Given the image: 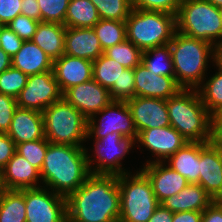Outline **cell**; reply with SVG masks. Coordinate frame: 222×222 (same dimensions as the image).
I'll return each instance as SVG.
<instances>
[{
  "instance_id": "cell-1",
  "label": "cell",
  "mask_w": 222,
  "mask_h": 222,
  "mask_svg": "<svg viewBox=\"0 0 222 222\" xmlns=\"http://www.w3.org/2000/svg\"><path fill=\"white\" fill-rule=\"evenodd\" d=\"M66 200L70 222H119L118 175L91 173Z\"/></svg>"
},
{
  "instance_id": "cell-2",
  "label": "cell",
  "mask_w": 222,
  "mask_h": 222,
  "mask_svg": "<svg viewBox=\"0 0 222 222\" xmlns=\"http://www.w3.org/2000/svg\"><path fill=\"white\" fill-rule=\"evenodd\" d=\"M90 174L85 147L49 143L40 170L44 187L67 198Z\"/></svg>"
},
{
  "instance_id": "cell-3",
  "label": "cell",
  "mask_w": 222,
  "mask_h": 222,
  "mask_svg": "<svg viewBox=\"0 0 222 222\" xmlns=\"http://www.w3.org/2000/svg\"><path fill=\"white\" fill-rule=\"evenodd\" d=\"M169 47L177 83L184 89H197L206 79L208 59L216 62V47L178 31L169 42Z\"/></svg>"
},
{
  "instance_id": "cell-4",
  "label": "cell",
  "mask_w": 222,
  "mask_h": 222,
  "mask_svg": "<svg viewBox=\"0 0 222 222\" xmlns=\"http://www.w3.org/2000/svg\"><path fill=\"white\" fill-rule=\"evenodd\" d=\"M170 126L188 142H210L211 114L204 106L197 89L182 88L167 99Z\"/></svg>"
},
{
  "instance_id": "cell-5",
  "label": "cell",
  "mask_w": 222,
  "mask_h": 222,
  "mask_svg": "<svg viewBox=\"0 0 222 222\" xmlns=\"http://www.w3.org/2000/svg\"><path fill=\"white\" fill-rule=\"evenodd\" d=\"M126 22L127 40L142 52L169 44L177 31L176 15L133 8Z\"/></svg>"
},
{
  "instance_id": "cell-6",
  "label": "cell",
  "mask_w": 222,
  "mask_h": 222,
  "mask_svg": "<svg viewBox=\"0 0 222 222\" xmlns=\"http://www.w3.org/2000/svg\"><path fill=\"white\" fill-rule=\"evenodd\" d=\"M176 25L179 33L214 47L222 42V9L206 0H183L176 15Z\"/></svg>"
},
{
  "instance_id": "cell-7",
  "label": "cell",
  "mask_w": 222,
  "mask_h": 222,
  "mask_svg": "<svg viewBox=\"0 0 222 222\" xmlns=\"http://www.w3.org/2000/svg\"><path fill=\"white\" fill-rule=\"evenodd\" d=\"M120 191L119 222H147L160 205L147 175L139 169L118 175Z\"/></svg>"
},
{
  "instance_id": "cell-8",
  "label": "cell",
  "mask_w": 222,
  "mask_h": 222,
  "mask_svg": "<svg viewBox=\"0 0 222 222\" xmlns=\"http://www.w3.org/2000/svg\"><path fill=\"white\" fill-rule=\"evenodd\" d=\"M45 138L49 143L84 147L87 139V118L64 98L43 112Z\"/></svg>"
},
{
  "instance_id": "cell-9",
  "label": "cell",
  "mask_w": 222,
  "mask_h": 222,
  "mask_svg": "<svg viewBox=\"0 0 222 222\" xmlns=\"http://www.w3.org/2000/svg\"><path fill=\"white\" fill-rule=\"evenodd\" d=\"M93 140L95 142L93 149L96 158H92L88 153V148H85L91 173L120 175L129 172L124 167L122 168L121 160H124L129 150L137 143L134 137H123L120 133L113 132L100 140ZM91 164L96 166L92 167Z\"/></svg>"
},
{
  "instance_id": "cell-10",
  "label": "cell",
  "mask_w": 222,
  "mask_h": 222,
  "mask_svg": "<svg viewBox=\"0 0 222 222\" xmlns=\"http://www.w3.org/2000/svg\"><path fill=\"white\" fill-rule=\"evenodd\" d=\"M97 115H101L100 119ZM113 132L123 137H134L137 140V130L131 111L126 101H112L103 110L87 120V138L101 139Z\"/></svg>"
},
{
  "instance_id": "cell-11",
  "label": "cell",
  "mask_w": 222,
  "mask_h": 222,
  "mask_svg": "<svg viewBox=\"0 0 222 222\" xmlns=\"http://www.w3.org/2000/svg\"><path fill=\"white\" fill-rule=\"evenodd\" d=\"M26 222H63L67 218L66 197L41 186L25 188Z\"/></svg>"
},
{
  "instance_id": "cell-12",
  "label": "cell",
  "mask_w": 222,
  "mask_h": 222,
  "mask_svg": "<svg viewBox=\"0 0 222 222\" xmlns=\"http://www.w3.org/2000/svg\"><path fill=\"white\" fill-rule=\"evenodd\" d=\"M63 98L53 70L29 75L26 86L16 98L18 107L43 112Z\"/></svg>"
},
{
  "instance_id": "cell-13",
  "label": "cell",
  "mask_w": 222,
  "mask_h": 222,
  "mask_svg": "<svg viewBox=\"0 0 222 222\" xmlns=\"http://www.w3.org/2000/svg\"><path fill=\"white\" fill-rule=\"evenodd\" d=\"M136 142L146 147L152 155H156V160H147L146 164L165 162L188 143L185 137L172 126L145 129L138 134Z\"/></svg>"
},
{
  "instance_id": "cell-14",
  "label": "cell",
  "mask_w": 222,
  "mask_h": 222,
  "mask_svg": "<svg viewBox=\"0 0 222 222\" xmlns=\"http://www.w3.org/2000/svg\"><path fill=\"white\" fill-rule=\"evenodd\" d=\"M63 98L87 119L103 110L113 101L109 90L93 79L70 87L63 93Z\"/></svg>"
},
{
  "instance_id": "cell-15",
  "label": "cell",
  "mask_w": 222,
  "mask_h": 222,
  "mask_svg": "<svg viewBox=\"0 0 222 222\" xmlns=\"http://www.w3.org/2000/svg\"><path fill=\"white\" fill-rule=\"evenodd\" d=\"M126 103L138 134L145 129L170 126L167 100L135 96Z\"/></svg>"
},
{
  "instance_id": "cell-16",
  "label": "cell",
  "mask_w": 222,
  "mask_h": 222,
  "mask_svg": "<svg viewBox=\"0 0 222 222\" xmlns=\"http://www.w3.org/2000/svg\"><path fill=\"white\" fill-rule=\"evenodd\" d=\"M135 96L167 100L176 95L182 87L175 77L156 75L143 63L134 68Z\"/></svg>"
},
{
  "instance_id": "cell-17",
  "label": "cell",
  "mask_w": 222,
  "mask_h": 222,
  "mask_svg": "<svg viewBox=\"0 0 222 222\" xmlns=\"http://www.w3.org/2000/svg\"><path fill=\"white\" fill-rule=\"evenodd\" d=\"M199 164L198 184L213 200L222 189V150L211 142H200Z\"/></svg>"
},
{
  "instance_id": "cell-18",
  "label": "cell",
  "mask_w": 222,
  "mask_h": 222,
  "mask_svg": "<svg viewBox=\"0 0 222 222\" xmlns=\"http://www.w3.org/2000/svg\"><path fill=\"white\" fill-rule=\"evenodd\" d=\"M141 170L149 178L159 203L181 192L189 182L165 162H152L143 165Z\"/></svg>"
},
{
  "instance_id": "cell-19",
  "label": "cell",
  "mask_w": 222,
  "mask_h": 222,
  "mask_svg": "<svg viewBox=\"0 0 222 222\" xmlns=\"http://www.w3.org/2000/svg\"><path fill=\"white\" fill-rule=\"evenodd\" d=\"M40 178V171L15 152L0 172V188L21 190L41 187L38 184L39 180L41 183Z\"/></svg>"
},
{
  "instance_id": "cell-20",
  "label": "cell",
  "mask_w": 222,
  "mask_h": 222,
  "mask_svg": "<svg viewBox=\"0 0 222 222\" xmlns=\"http://www.w3.org/2000/svg\"><path fill=\"white\" fill-rule=\"evenodd\" d=\"M92 70V61L66 54L53 61V72L62 93L70 87L93 79Z\"/></svg>"
},
{
  "instance_id": "cell-21",
  "label": "cell",
  "mask_w": 222,
  "mask_h": 222,
  "mask_svg": "<svg viewBox=\"0 0 222 222\" xmlns=\"http://www.w3.org/2000/svg\"><path fill=\"white\" fill-rule=\"evenodd\" d=\"M104 53L93 28L66 27L65 54L94 61Z\"/></svg>"
},
{
  "instance_id": "cell-22",
  "label": "cell",
  "mask_w": 222,
  "mask_h": 222,
  "mask_svg": "<svg viewBox=\"0 0 222 222\" xmlns=\"http://www.w3.org/2000/svg\"><path fill=\"white\" fill-rule=\"evenodd\" d=\"M7 135L16 145L44 139L42 112L18 107L13 115Z\"/></svg>"
},
{
  "instance_id": "cell-23",
  "label": "cell",
  "mask_w": 222,
  "mask_h": 222,
  "mask_svg": "<svg viewBox=\"0 0 222 222\" xmlns=\"http://www.w3.org/2000/svg\"><path fill=\"white\" fill-rule=\"evenodd\" d=\"M11 62L12 67L28 76L53 70V60L32 40L23 42Z\"/></svg>"
},
{
  "instance_id": "cell-24",
  "label": "cell",
  "mask_w": 222,
  "mask_h": 222,
  "mask_svg": "<svg viewBox=\"0 0 222 222\" xmlns=\"http://www.w3.org/2000/svg\"><path fill=\"white\" fill-rule=\"evenodd\" d=\"M212 202V198L198 183H189L181 192L166 198L160 204L173 213L181 211L203 212Z\"/></svg>"
},
{
  "instance_id": "cell-25",
  "label": "cell",
  "mask_w": 222,
  "mask_h": 222,
  "mask_svg": "<svg viewBox=\"0 0 222 222\" xmlns=\"http://www.w3.org/2000/svg\"><path fill=\"white\" fill-rule=\"evenodd\" d=\"M66 26L55 22H39L32 41L53 61L65 54Z\"/></svg>"
},
{
  "instance_id": "cell-26",
  "label": "cell",
  "mask_w": 222,
  "mask_h": 222,
  "mask_svg": "<svg viewBox=\"0 0 222 222\" xmlns=\"http://www.w3.org/2000/svg\"><path fill=\"white\" fill-rule=\"evenodd\" d=\"M165 162L186 178L189 183H198L200 177V142H188Z\"/></svg>"
},
{
  "instance_id": "cell-27",
  "label": "cell",
  "mask_w": 222,
  "mask_h": 222,
  "mask_svg": "<svg viewBox=\"0 0 222 222\" xmlns=\"http://www.w3.org/2000/svg\"><path fill=\"white\" fill-rule=\"evenodd\" d=\"M25 189L0 188V222H26Z\"/></svg>"
},
{
  "instance_id": "cell-28",
  "label": "cell",
  "mask_w": 222,
  "mask_h": 222,
  "mask_svg": "<svg viewBox=\"0 0 222 222\" xmlns=\"http://www.w3.org/2000/svg\"><path fill=\"white\" fill-rule=\"evenodd\" d=\"M100 20L95 5L90 0H70L65 16L66 27L93 28Z\"/></svg>"
},
{
  "instance_id": "cell-29",
  "label": "cell",
  "mask_w": 222,
  "mask_h": 222,
  "mask_svg": "<svg viewBox=\"0 0 222 222\" xmlns=\"http://www.w3.org/2000/svg\"><path fill=\"white\" fill-rule=\"evenodd\" d=\"M123 70H125L123 65L103 53L93 61L92 78L102 87L110 90L113 86H119Z\"/></svg>"
},
{
  "instance_id": "cell-30",
  "label": "cell",
  "mask_w": 222,
  "mask_h": 222,
  "mask_svg": "<svg viewBox=\"0 0 222 222\" xmlns=\"http://www.w3.org/2000/svg\"><path fill=\"white\" fill-rule=\"evenodd\" d=\"M141 63L156 75L175 77L169 44L143 51Z\"/></svg>"
},
{
  "instance_id": "cell-31",
  "label": "cell",
  "mask_w": 222,
  "mask_h": 222,
  "mask_svg": "<svg viewBox=\"0 0 222 222\" xmlns=\"http://www.w3.org/2000/svg\"><path fill=\"white\" fill-rule=\"evenodd\" d=\"M214 65L217 66L218 71L208 81L204 80L197 88L204 106L211 115L222 106V67L216 62Z\"/></svg>"
},
{
  "instance_id": "cell-32",
  "label": "cell",
  "mask_w": 222,
  "mask_h": 222,
  "mask_svg": "<svg viewBox=\"0 0 222 222\" xmlns=\"http://www.w3.org/2000/svg\"><path fill=\"white\" fill-rule=\"evenodd\" d=\"M104 50L127 39L126 22L100 19L93 27Z\"/></svg>"
},
{
  "instance_id": "cell-33",
  "label": "cell",
  "mask_w": 222,
  "mask_h": 222,
  "mask_svg": "<svg viewBox=\"0 0 222 222\" xmlns=\"http://www.w3.org/2000/svg\"><path fill=\"white\" fill-rule=\"evenodd\" d=\"M104 54L123 65L125 68L134 69L142 61V51L127 39L104 50Z\"/></svg>"
},
{
  "instance_id": "cell-34",
  "label": "cell",
  "mask_w": 222,
  "mask_h": 222,
  "mask_svg": "<svg viewBox=\"0 0 222 222\" xmlns=\"http://www.w3.org/2000/svg\"><path fill=\"white\" fill-rule=\"evenodd\" d=\"M100 19L125 21L131 12L132 0H90Z\"/></svg>"
},
{
  "instance_id": "cell-35",
  "label": "cell",
  "mask_w": 222,
  "mask_h": 222,
  "mask_svg": "<svg viewBox=\"0 0 222 222\" xmlns=\"http://www.w3.org/2000/svg\"><path fill=\"white\" fill-rule=\"evenodd\" d=\"M27 79V74L11 66L0 73V93L16 99L26 86Z\"/></svg>"
},
{
  "instance_id": "cell-36",
  "label": "cell",
  "mask_w": 222,
  "mask_h": 222,
  "mask_svg": "<svg viewBox=\"0 0 222 222\" xmlns=\"http://www.w3.org/2000/svg\"><path fill=\"white\" fill-rule=\"evenodd\" d=\"M49 142L46 138L23 142L16 145V152L23 156L32 166L39 171L45 158Z\"/></svg>"
},
{
  "instance_id": "cell-37",
  "label": "cell",
  "mask_w": 222,
  "mask_h": 222,
  "mask_svg": "<svg viewBox=\"0 0 222 222\" xmlns=\"http://www.w3.org/2000/svg\"><path fill=\"white\" fill-rule=\"evenodd\" d=\"M42 22L64 24L70 0H37Z\"/></svg>"
},
{
  "instance_id": "cell-38",
  "label": "cell",
  "mask_w": 222,
  "mask_h": 222,
  "mask_svg": "<svg viewBox=\"0 0 222 222\" xmlns=\"http://www.w3.org/2000/svg\"><path fill=\"white\" fill-rule=\"evenodd\" d=\"M113 101H127L135 97L134 69L125 68L119 79V86H113L110 90Z\"/></svg>"
},
{
  "instance_id": "cell-39",
  "label": "cell",
  "mask_w": 222,
  "mask_h": 222,
  "mask_svg": "<svg viewBox=\"0 0 222 222\" xmlns=\"http://www.w3.org/2000/svg\"><path fill=\"white\" fill-rule=\"evenodd\" d=\"M183 0H132V8L177 15Z\"/></svg>"
},
{
  "instance_id": "cell-40",
  "label": "cell",
  "mask_w": 222,
  "mask_h": 222,
  "mask_svg": "<svg viewBox=\"0 0 222 222\" xmlns=\"http://www.w3.org/2000/svg\"><path fill=\"white\" fill-rule=\"evenodd\" d=\"M39 21L29 18L25 15H17L7 26L14 31L22 40H32Z\"/></svg>"
},
{
  "instance_id": "cell-41",
  "label": "cell",
  "mask_w": 222,
  "mask_h": 222,
  "mask_svg": "<svg viewBox=\"0 0 222 222\" xmlns=\"http://www.w3.org/2000/svg\"><path fill=\"white\" fill-rule=\"evenodd\" d=\"M17 108L15 98L0 93V133L7 134Z\"/></svg>"
},
{
  "instance_id": "cell-42",
  "label": "cell",
  "mask_w": 222,
  "mask_h": 222,
  "mask_svg": "<svg viewBox=\"0 0 222 222\" xmlns=\"http://www.w3.org/2000/svg\"><path fill=\"white\" fill-rule=\"evenodd\" d=\"M22 40L7 25H0V48L3 49L10 57L14 56L22 47Z\"/></svg>"
},
{
  "instance_id": "cell-43",
  "label": "cell",
  "mask_w": 222,
  "mask_h": 222,
  "mask_svg": "<svg viewBox=\"0 0 222 222\" xmlns=\"http://www.w3.org/2000/svg\"><path fill=\"white\" fill-rule=\"evenodd\" d=\"M21 14V0H0V25L5 26Z\"/></svg>"
},
{
  "instance_id": "cell-44",
  "label": "cell",
  "mask_w": 222,
  "mask_h": 222,
  "mask_svg": "<svg viewBox=\"0 0 222 222\" xmlns=\"http://www.w3.org/2000/svg\"><path fill=\"white\" fill-rule=\"evenodd\" d=\"M16 152V144L6 134L0 133V172Z\"/></svg>"
},
{
  "instance_id": "cell-45",
  "label": "cell",
  "mask_w": 222,
  "mask_h": 222,
  "mask_svg": "<svg viewBox=\"0 0 222 222\" xmlns=\"http://www.w3.org/2000/svg\"><path fill=\"white\" fill-rule=\"evenodd\" d=\"M21 14L41 22V12L37 0H21Z\"/></svg>"
},
{
  "instance_id": "cell-46",
  "label": "cell",
  "mask_w": 222,
  "mask_h": 222,
  "mask_svg": "<svg viewBox=\"0 0 222 222\" xmlns=\"http://www.w3.org/2000/svg\"><path fill=\"white\" fill-rule=\"evenodd\" d=\"M201 222H222V204L213 201L203 211Z\"/></svg>"
},
{
  "instance_id": "cell-47",
  "label": "cell",
  "mask_w": 222,
  "mask_h": 222,
  "mask_svg": "<svg viewBox=\"0 0 222 222\" xmlns=\"http://www.w3.org/2000/svg\"><path fill=\"white\" fill-rule=\"evenodd\" d=\"M210 142L222 150V118L211 115V140Z\"/></svg>"
},
{
  "instance_id": "cell-48",
  "label": "cell",
  "mask_w": 222,
  "mask_h": 222,
  "mask_svg": "<svg viewBox=\"0 0 222 222\" xmlns=\"http://www.w3.org/2000/svg\"><path fill=\"white\" fill-rule=\"evenodd\" d=\"M201 211H181L173 213L172 222H201L202 220Z\"/></svg>"
},
{
  "instance_id": "cell-49",
  "label": "cell",
  "mask_w": 222,
  "mask_h": 222,
  "mask_svg": "<svg viewBox=\"0 0 222 222\" xmlns=\"http://www.w3.org/2000/svg\"><path fill=\"white\" fill-rule=\"evenodd\" d=\"M173 212L164 208L161 204L153 212L152 217L147 222H172Z\"/></svg>"
},
{
  "instance_id": "cell-50",
  "label": "cell",
  "mask_w": 222,
  "mask_h": 222,
  "mask_svg": "<svg viewBox=\"0 0 222 222\" xmlns=\"http://www.w3.org/2000/svg\"><path fill=\"white\" fill-rule=\"evenodd\" d=\"M12 66L11 57L0 48V73Z\"/></svg>"
},
{
  "instance_id": "cell-51",
  "label": "cell",
  "mask_w": 222,
  "mask_h": 222,
  "mask_svg": "<svg viewBox=\"0 0 222 222\" xmlns=\"http://www.w3.org/2000/svg\"><path fill=\"white\" fill-rule=\"evenodd\" d=\"M216 63L222 67V42L216 47Z\"/></svg>"
},
{
  "instance_id": "cell-52",
  "label": "cell",
  "mask_w": 222,
  "mask_h": 222,
  "mask_svg": "<svg viewBox=\"0 0 222 222\" xmlns=\"http://www.w3.org/2000/svg\"><path fill=\"white\" fill-rule=\"evenodd\" d=\"M206 1L212 3L217 8L222 9V0H206Z\"/></svg>"
},
{
  "instance_id": "cell-53",
  "label": "cell",
  "mask_w": 222,
  "mask_h": 222,
  "mask_svg": "<svg viewBox=\"0 0 222 222\" xmlns=\"http://www.w3.org/2000/svg\"><path fill=\"white\" fill-rule=\"evenodd\" d=\"M213 201L222 204V189L220 190V193L213 199Z\"/></svg>"
},
{
  "instance_id": "cell-54",
  "label": "cell",
  "mask_w": 222,
  "mask_h": 222,
  "mask_svg": "<svg viewBox=\"0 0 222 222\" xmlns=\"http://www.w3.org/2000/svg\"><path fill=\"white\" fill-rule=\"evenodd\" d=\"M214 115L217 118H222V106L219 108V110Z\"/></svg>"
},
{
  "instance_id": "cell-55",
  "label": "cell",
  "mask_w": 222,
  "mask_h": 222,
  "mask_svg": "<svg viewBox=\"0 0 222 222\" xmlns=\"http://www.w3.org/2000/svg\"><path fill=\"white\" fill-rule=\"evenodd\" d=\"M63 222H70V220L68 218H66Z\"/></svg>"
}]
</instances>
